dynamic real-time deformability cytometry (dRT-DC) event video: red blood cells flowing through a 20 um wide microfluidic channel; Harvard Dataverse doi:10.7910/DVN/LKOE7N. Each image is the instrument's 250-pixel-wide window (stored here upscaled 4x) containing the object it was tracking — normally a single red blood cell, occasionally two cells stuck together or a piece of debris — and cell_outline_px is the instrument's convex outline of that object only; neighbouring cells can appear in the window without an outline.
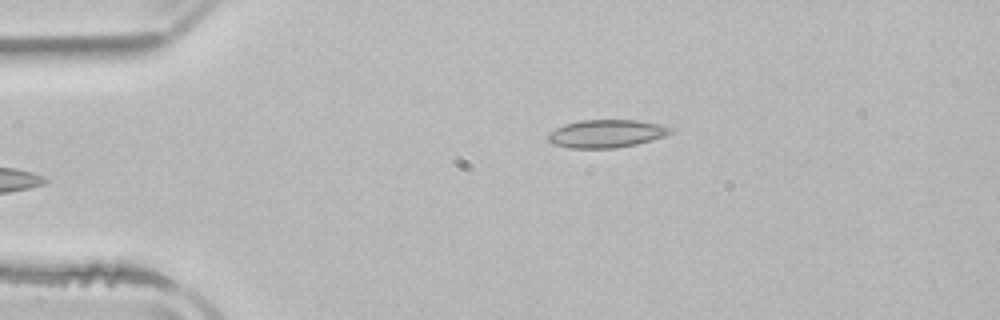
{"species": "common noctule bat (a hibernating species)", "species_latin": "Nyctalus noctula", "temperature_condition": "room temperature", "stored_images_in_passage": 3, "camera_frame_rate_fps": 3000, "um_per_image_px": 0.085, "animal": {"sex": "male", "body_mass_g": 21.5, "forearm_length_mm": 52.0}, "frame": {"image": 1, "passage_image": 3, "time_ms": 2.667, "image_size_px": [1000, 320], "cell_outline_px": [[676, 128], [672, 132], [664, 136], [652, 140], [636, 144], [616, 148], [572, 148], [552, 144], [548, 140], [548, 132], [564, 124], [580, 120], [636, 120], [664, 124]], "centroid_in_image_um": [51.58, 11.35], "position_along_channel_um": 33.4, "area_um2": 20.17}}